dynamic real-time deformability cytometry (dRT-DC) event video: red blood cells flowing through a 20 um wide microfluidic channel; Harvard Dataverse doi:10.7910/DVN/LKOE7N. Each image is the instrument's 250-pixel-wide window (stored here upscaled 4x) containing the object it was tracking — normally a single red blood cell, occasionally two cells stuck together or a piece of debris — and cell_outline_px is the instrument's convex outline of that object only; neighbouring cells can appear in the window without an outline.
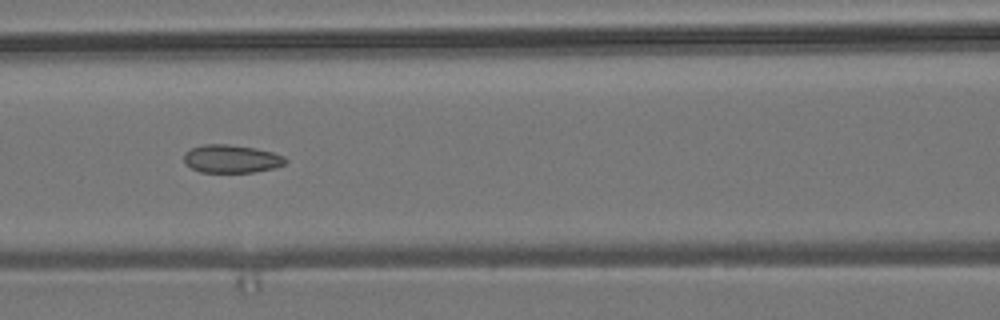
{"species": "common noctule bat (a hibernating species)", "species_latin": "Nyctalus noctula", "temperature_condition": "room temperature", "stored_images_in_passage": 10, "camera_frame_rate_fps": 3000, "um_per_image_px": 0.085, "animal": {"sex": "male", "body_mass_g": 19.2, "forearm_length_mm": 51.8}, "frame": {"image": 1, "passage_image": 7, "time_ms": 7.667, "image_size_px": [1000, 320], "cell_outline_px": [[288, 160], [284, 164], [276, 168], [252, 172], [200, 172], [184, 164], [184, 152], [192, 148], [204, 144], [228, 144], [256, 148], [272, 152], [284, 156]], "centroid_in_image_um": [19.67, 13.5], "position_along_channel_um": 146.9, "area_um2": 16.7}}
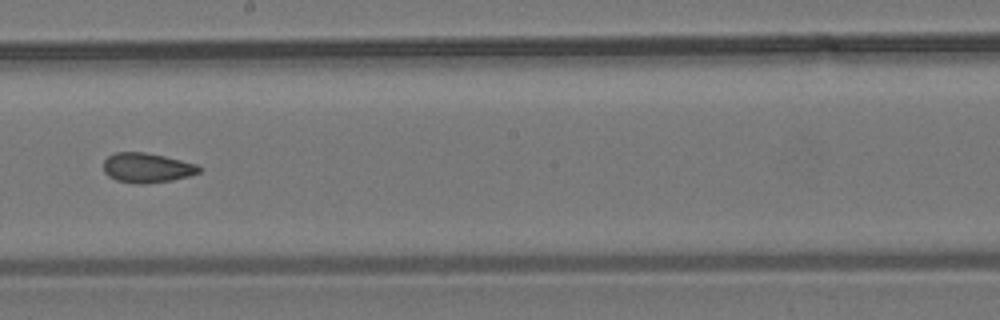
{"frame": {"image": 2, "passage_image": 9, "time_ms": 10.0, "image_size_px": [1000, 320], "cell_outline_px": [[200, 172], [188, 176], [172, 180], [144, 184], [140, 184], [116, 180], [108, 176], [104, 172], [104, 160], [108, 156], [116, 152], [144, 152], [164, 156], [196, 164], [200, 168]], "centroid_in_image_um": [12.46, 14.26], "position_along_channel_um": 235.7, "area_um2": 16.42}}
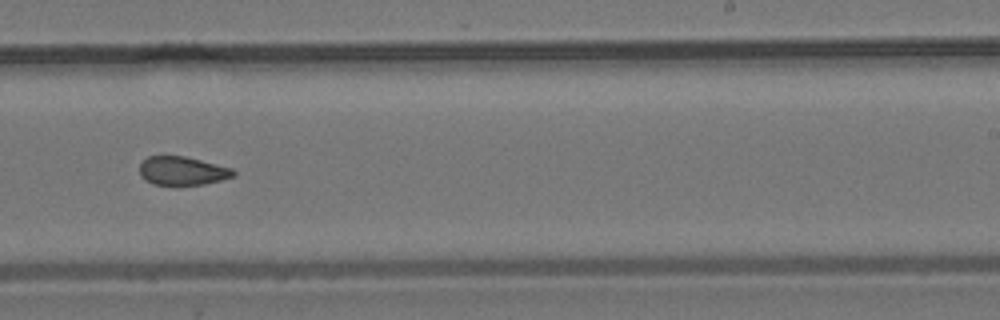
{"frame": {"image": 3, "passage_image": 10, "time_ms": 11.0, "image_size_px": [1000, 320], "cell_outline_px": [[236, 176], [204, 184], [176, 188], [152, 184], [144, 180], [140, 176], [140, 164], [148, 156], [184, 156], [232, 168], [236, 172]], "centroid_in_image_um": [15.48, 14.58], "position_along_channel_um": 273.5, "area_um2": 16.24}}